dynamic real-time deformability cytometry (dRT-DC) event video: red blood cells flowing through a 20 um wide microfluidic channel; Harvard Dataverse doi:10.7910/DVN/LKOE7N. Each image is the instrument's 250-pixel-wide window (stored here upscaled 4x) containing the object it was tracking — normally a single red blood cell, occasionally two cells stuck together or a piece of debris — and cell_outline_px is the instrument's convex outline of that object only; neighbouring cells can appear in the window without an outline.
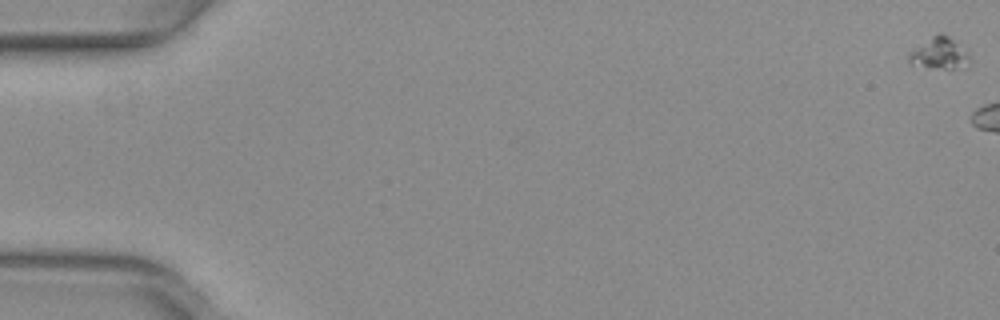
{"species": "common noctule bat (a hibernating species)", "species_latin": "Nyctalus noctula", "temperature_condition": "warm", "stored_images_in_passage": 6, "camera_frame_rate_fps": 3000, "um_per_image_px": 0.085, "animal": {"sex": "female", "body_mass_g": 29.2, "forearm_length_mm": 56.3}, "frame": {"image": 1, "passage_image": 1, "time_ms": 0.0, "image_size_px": [1000, 320], "cell_outline_px": [[968, 56], [952, 68], [944, 68], [908, 64], [908, 52], [932, 36], [940, 32], [948, 36], [968, 52]], "centroid_in_image_um": [79.7, 4.48], "position_along_channel_um": 5.3, "area_um2": 10.35}}